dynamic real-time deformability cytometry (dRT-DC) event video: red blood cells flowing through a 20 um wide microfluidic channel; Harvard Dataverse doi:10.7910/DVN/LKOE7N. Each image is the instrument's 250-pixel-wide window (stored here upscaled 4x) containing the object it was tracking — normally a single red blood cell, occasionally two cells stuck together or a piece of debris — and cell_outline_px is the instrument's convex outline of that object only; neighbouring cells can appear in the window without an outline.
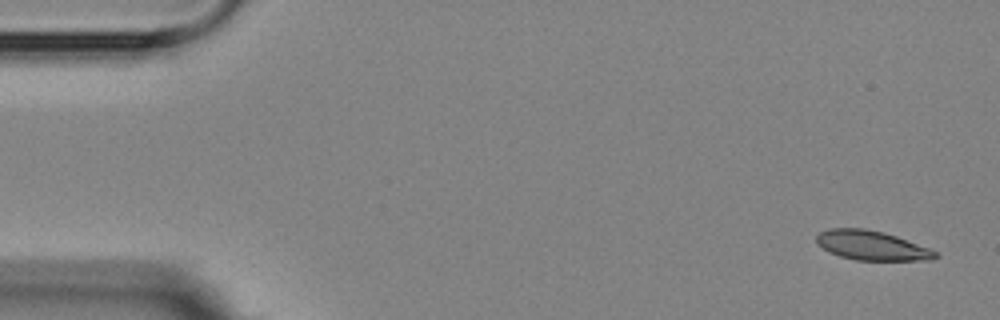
{"species": "Egyptian fruit bat (a non-hibernating species)", "species_latin": "Rousettus aegyptiacus", "temperature_condition": "room temperature", "stored_images_in_passage": 6, "camera_frame_rate_fps": 3000, "um_per_image_px": 0.085, "animal": {"sex": "female"}, "frame": {"image": 1, "passage_image": 1, "time_ms": 0.0, "image_size_px": [1000, 320], "cell_outline_px": [[940, 256], [932, 260], [856, 260], [840, 256], [828, 252], [816, 244], [816, 236], [820, 232], [832, 228], [864, 228], [884, 232], [896, 236], [928, 248], [936, 252]], "centroid_in_image_um": [74.07, 20.87], "position_along_channel_um": 10.9, "area_um2": 20.35}}
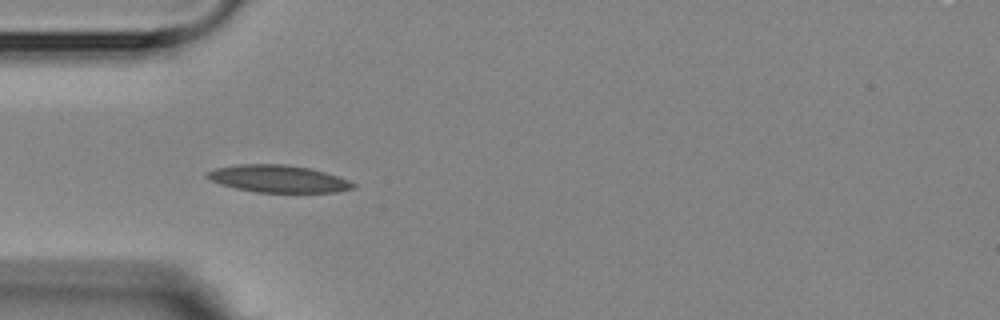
{"frame": {"image": 2, "passage_image": 5, "time_ms": 4.667, "image_size_px": [1000, 320], "cell_outline_px": [[356, 188], [336, 192], [256, 192], [236, 188], [220, 184], [204, 176], [208, 172], [216, 168], [240, 164], [284, 164], [308, 168], [324, 172], [348, 180], [356, 184]], "centroid_in_image_um": [23.65, 15.2], "position_along_channel_um": 61.3, "area_um2": 22.95}}
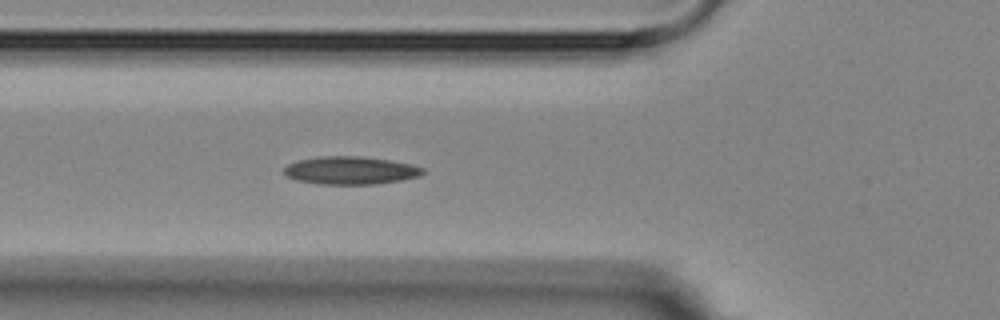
{"frame": {"image": 3, "passage_image": 6, "time_ms": 5.667, "image_size_px": [1000, 320], "cell_outline_px": [[424, 172], [420, 176], [400, 180], [376, 184], [320, 184], [296, 180], [288, 176], [284, 172], [284, 168], [288, 164], [300, 160], [320, 156], [360, 156], [388, 160], [408, 164], [424, 168]], "centroid_in_image_um": [29.78, 14.49], "position_along_channel_um": 96.0, "area_um2": 22.31}}